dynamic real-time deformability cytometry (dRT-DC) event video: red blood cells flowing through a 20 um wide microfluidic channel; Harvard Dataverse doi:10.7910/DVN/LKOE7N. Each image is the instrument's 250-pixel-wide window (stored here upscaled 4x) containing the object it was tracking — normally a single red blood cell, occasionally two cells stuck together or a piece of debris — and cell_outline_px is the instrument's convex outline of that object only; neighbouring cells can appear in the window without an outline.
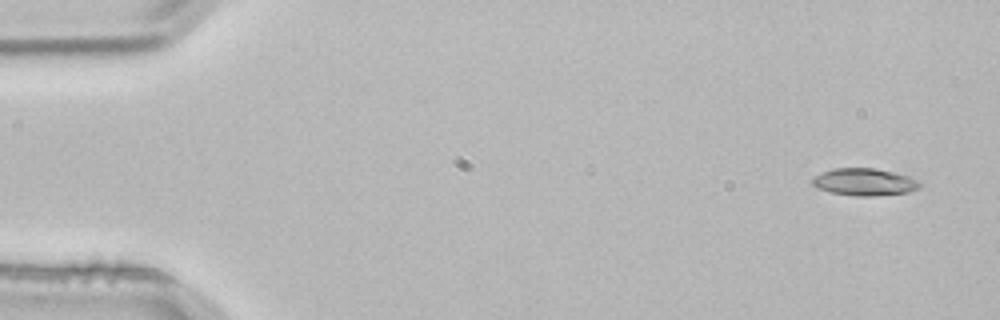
{"species": "common noctule bat (a hibernating species)", "species_latin": "Nyctalus noctula", "temperature_condition": "room temperature", "stored_images_in_passage": 4, "camera_frame_rate_fps": 3000, "um_per_image_px": 0.085, "animal": {"sex": "male", "body_mass_g": 21.5, "forearm_length_mm": 52.0}, "frame": {"image": 1, "passage_image": 1, "time_ms": 0.0, "image_size_px": [1000, 320], "cell_outline_px": [[920, 188], [908, 192], [872, 196], [856, 196], [828, 192], [816, 188], [812, 184], [812, 180], [816, 176], [832, 168], [876, 168], [908, 176], [916, 180], [920, 184]], "centroid_in_image_um": [73.45, 15.47], "position_along_channel_um": 11.6, "area_um2": 16.94}}